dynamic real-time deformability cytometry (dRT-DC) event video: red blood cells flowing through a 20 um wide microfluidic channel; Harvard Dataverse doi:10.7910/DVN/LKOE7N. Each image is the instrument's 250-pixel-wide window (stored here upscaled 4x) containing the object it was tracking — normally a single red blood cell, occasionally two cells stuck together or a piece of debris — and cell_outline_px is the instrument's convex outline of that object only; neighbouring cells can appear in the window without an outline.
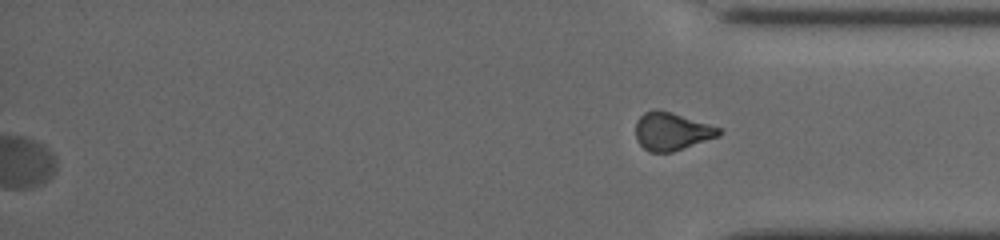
{"species": "common noctule bat (a hibernating species)", "species_latin": "Nyctalus noctula", "temperature_condition": "cold", "stored_images_in_passage": 43, "segment_of_instrument_passage": [2, 2], "camera_frame_rate_fps": 3000, "um_per_image_px": 0.085, "animal": {"sex": "female", "body_mass_g": 19.5, "forearm_length_mm": 54.1}, "frame": {"image": 1, "passage_image": 43, "time_ms": 17.0, "image_size_px": [1000, 240], "cell_outline_px": [[720, 136], [672, 152], [648, 152], [640, 144], [636, 136], [636, 120], [644, 112], [652, 108], [656, 108], [672, 112], [720, 128]], "centroid_in_image_um": [57.06, 11.15], "position_along_channel_um": 378.1, "area_um2": 18.38}}